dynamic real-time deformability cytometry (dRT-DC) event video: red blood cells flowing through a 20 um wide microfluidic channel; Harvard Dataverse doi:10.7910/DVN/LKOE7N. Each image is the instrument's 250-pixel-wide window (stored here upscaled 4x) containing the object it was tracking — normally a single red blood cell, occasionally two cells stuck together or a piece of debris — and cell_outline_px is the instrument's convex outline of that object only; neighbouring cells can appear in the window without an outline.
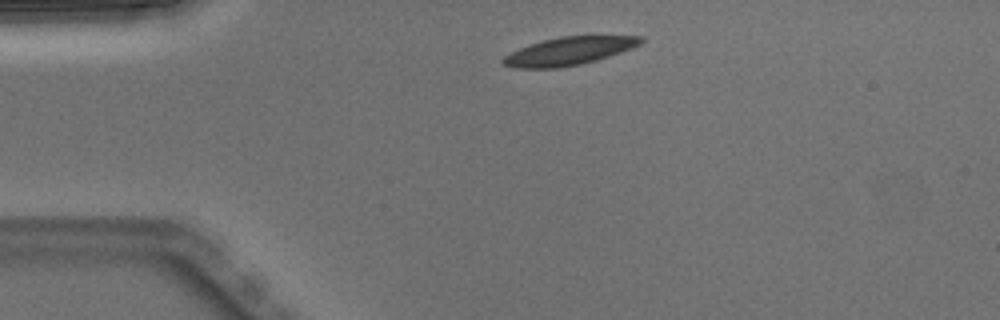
{"species": "Egyptian fruit bat (a non-hibernating species)", "species_latin": "Rousettus aegyptiacus", "temperature_condition": "warm", "stored_images_in_passage": 2, "camera_frame_rate_fps": 3000, "um_per_image_px": 0.085, "animal": {"sex": "male"}, "frame": {"image": 1, "passage_image": 1, "time_ms": 0.0, "image_size_px": [1000, 320], "cell_outline_px": [[644, 40], [640, 44], [632, 48], [596, 60], [580, 64], [560, 68], [516, 68], [500, 64], [500, 60], [504, 56], [528, 44], [560, 36], [644, 36]], "centroid_in_image_um": [48.33, 4.34], "position_along_channel_um": 36.7, "area_um2": 22.43}}